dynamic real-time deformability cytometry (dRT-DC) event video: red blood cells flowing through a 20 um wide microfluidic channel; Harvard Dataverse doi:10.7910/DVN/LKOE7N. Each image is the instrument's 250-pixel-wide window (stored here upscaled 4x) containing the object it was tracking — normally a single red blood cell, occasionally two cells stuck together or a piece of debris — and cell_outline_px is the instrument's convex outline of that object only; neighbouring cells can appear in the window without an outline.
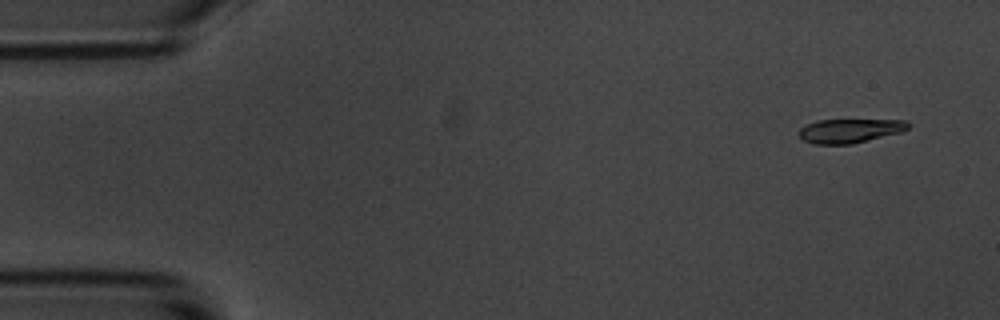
{"species": "common noctule bat (a hibernating species)", "species_latin": "Nyctalus noctula", "temperature_condition": "room temperature", "stored_images_in_passage": 9, "camera_frame_rate_fps": 3000, "um_per_image_px": 0.085, "animal": {"sex": "male", "body_mass_g": 20.1, "forearm_length_mm": 53.5}, "frame": {"image": 1, "passage_image": 1, "time_ms": 0.0, "image_size_px": [1000, 320], "cell_outline_px": [[908, 128], [904, 132], [852, 144], [816, 144], [804, 140], [800, 136], [800, 128], [808, 124], [820, 120], [904, 120], [908, 124]], "centroid_in_image_um": [72.28, 11.12], "position_along_channel_um": 12.7, "area_um2": 15.14}}
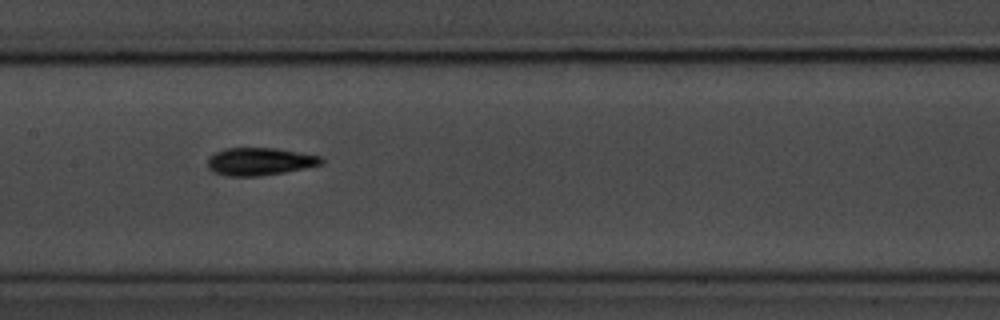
{"frame": {"image": 2, "passage_image": 8, "time_ms": 8.0, "image_size_px": [1000, 320], "cell_outline_px": [[324, 164], [284, 172], [256, 176], [228, 176], [212, 172], [208, 168], [208, 156], [224, 148], [276, 148], [320, 156], [324, 160]], "centroid_in_image_um": [22.05, 13.72], "position_along_channel_um": 185.3, "area_um2": 18.32}}
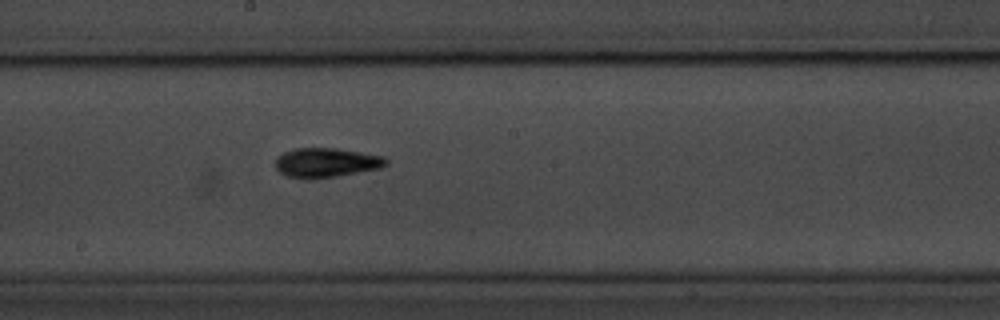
{"frame": {"image": 3, "passage_image": 9, "time_ms": 9.0, "image_size_px": [1000, 320], "cell_outline_px": [[388, 164], [380, 168], [336, 176], [304, 180], [288, 176], [280, 172], [276, 168], [276, 156], [292, 148], [336, 148], [384, 156], [388, 160]], "centroid_in_image_um": [27.71, 13.82], "position_along_channel_um": 220.5, "area_um2": 19.07}}